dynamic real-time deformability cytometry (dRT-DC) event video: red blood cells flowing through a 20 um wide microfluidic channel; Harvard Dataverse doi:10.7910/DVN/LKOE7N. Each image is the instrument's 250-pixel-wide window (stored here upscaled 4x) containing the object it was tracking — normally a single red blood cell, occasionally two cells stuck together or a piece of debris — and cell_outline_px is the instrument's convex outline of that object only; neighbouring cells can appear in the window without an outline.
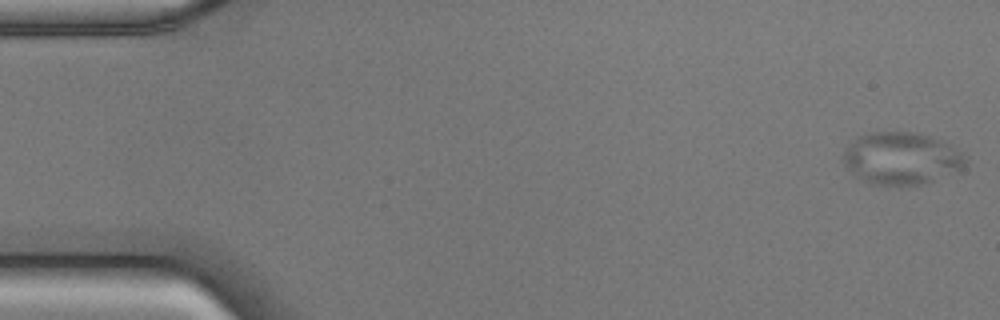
{"species": "common noctule bat (a hibernating species)", "species_latin": "Nyctalus noctula", "temperature_condition": "cold", "stored_images_in_passage": 54, "camera_frame_rate_fps": 3000, "um_per_image_px": 0.085, "animal": {"sex": "male", "body_mass_g": 17.9, "forearm_length_mm": 54.2}, "frame": {"image": 1, "passage_image": 1, "time_ms": 0.0, "image_size_px": [1000, 320], "cell_outline_px": [[968, 160], [964, 168], [960, 172], [924, 184], [872, 184], [856, 176], [844, 164], [844, 152], [848, 144], [856, 136], [868, 132], [916, 132], [940, 140], [948, 144], [968, 156]], "centroid_in_image_um": [76.67, 13.45], "position_along_channel_um": 8.3, "area_um2": 37.4}}
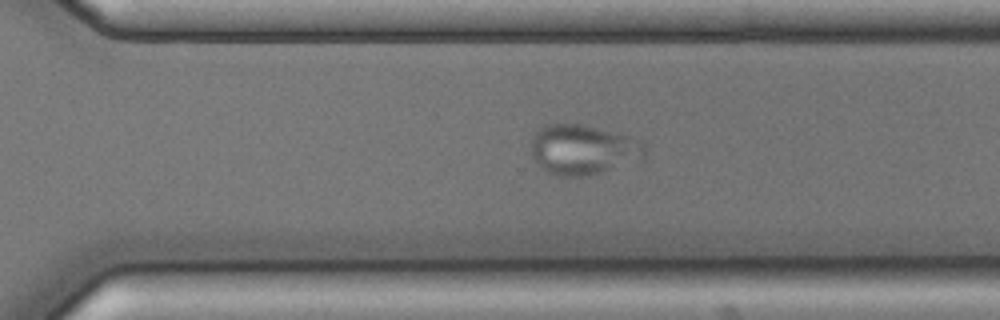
{"frame": {"image": 2, "passage_image": 37, "time_ms": 12.0, "image_size_px": [1000, 320], "cell_outline_px": [[648, 152], [644, 156], [600, 172], [584, 176], [560, 176], [548, 172], [540, 168], [532, 156], [532, 136], [544, 124], [580, 124], [628, 136], [644, 144]], "centroid_in_image_um": [49.49, 12.71], "position_along_channel_um": 321.1, "area_um2": 32.43}}
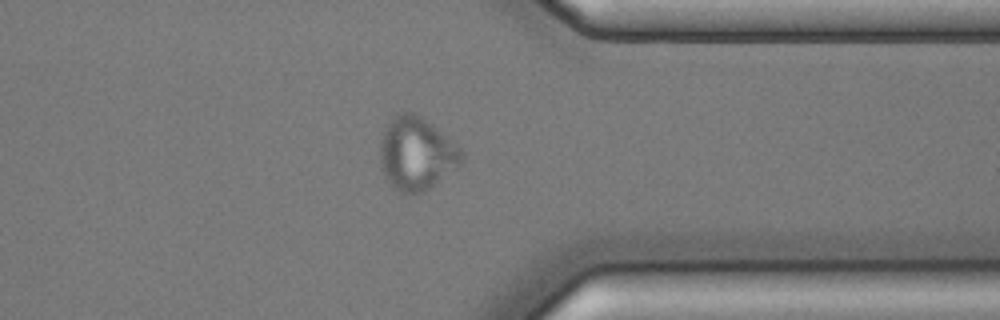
{"frame": {"image": 3, "passage_image": 42, "time_ms": 13.667, "image_size_px": [1000, 320], "cell_outline_px": [[464, 160], [460, 164], [424, 192], [400, 192], [384, 176], [380, 164], [380, 140], [392, 116], [400, 112], [412, 112], [420, 116], [432, 124], [456, 144], [464, 152]], "centroid_in_image_um": [35.39, 13.03], "position_along_channel_um": 376.0, "area_um2": 34.28}}